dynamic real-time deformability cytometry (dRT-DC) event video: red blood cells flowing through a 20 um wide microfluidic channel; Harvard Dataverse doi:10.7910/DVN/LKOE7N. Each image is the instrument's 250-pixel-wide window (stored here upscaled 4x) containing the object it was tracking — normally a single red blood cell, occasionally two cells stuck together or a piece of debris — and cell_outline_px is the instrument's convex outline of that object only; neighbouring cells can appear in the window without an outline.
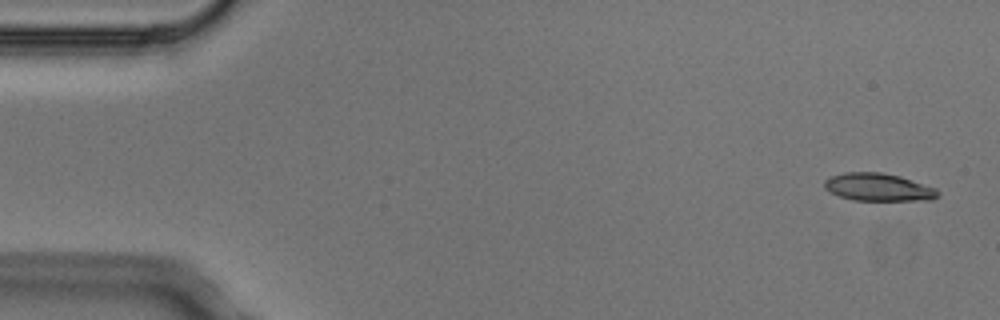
{"species": "Egyptian fruit bat (a non-hibernating species)", "species_latin": "Rousettus aegyptiacus", "temperature_condition": "cold", "stored_images_in_passage": 6, "camera_frame_rate_fps": 3000, "um_per_image_px": 0.085, "animal": {"sex": "male"}, "frame": {"image": 1, "passage_image": 1, "time_ms": 0.0, "image_size_px": [1000, 320], "cell_outline_px": [[940, 192], [932, 200], [852, 200], [828, 192], [824, 188], [824, 180], [832, 176], [844, 172], [880, 172], [900, 176], [936, 188]], "centroid_in_image_um": [74.63, 15.91], "position_along_channel_um": 10.4, "area_um2": 18.32}}
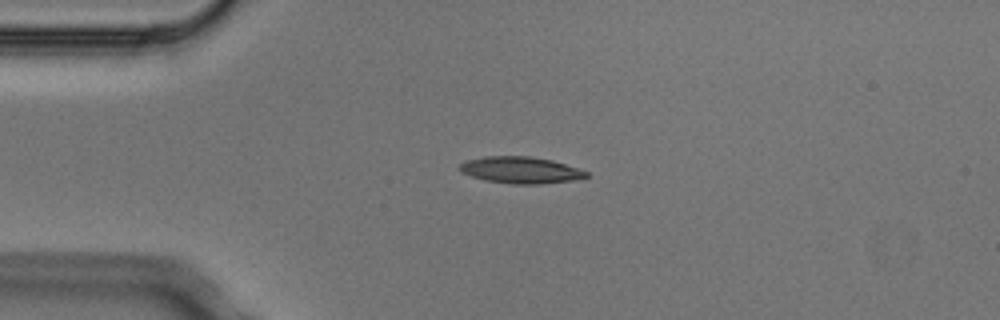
{"frame": {"image": 2, "passage_image": 4, "time_ms": 1.0, "image_size_px": [1000, 320], "cell_outline_px": [[588, 176], [572, 180], [540, 184], [512, 184], [484, 180], [460, 172], [456, 168], [460, 164], [468, 160], [484, 156], [528, 156], [552, 160], [588, 172]], "centroid_in_image_um": [44.19, 14.45], "position_along_channel_um": 40.8, "area_um2": 19.54}}
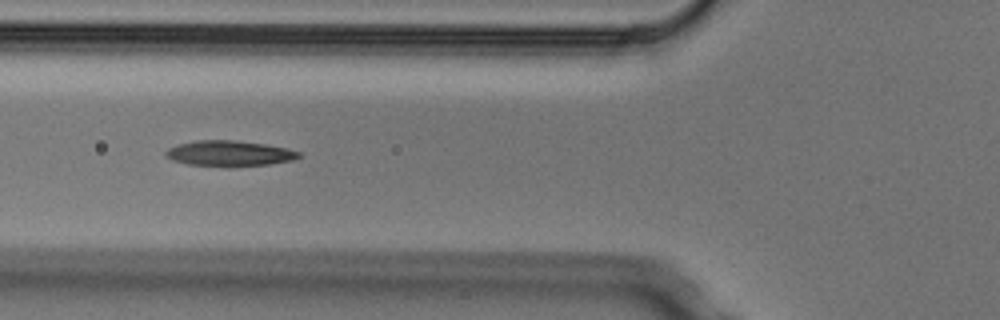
{"frame": {"image": 3, "passage_image": 6, "time_ms": 1.667, "image_size_px": [1000, 320], "cell_outline_px": [[304, 156], [292, 160], [268, 164], [228, 168], [188, 164], [172, 160], [164, 156], [164, 152], [168, 148], [176, 144], [196, 140], [236, 140], [264, 144], [288, 148], [300, 152]], "centroid_in_image_um": [19.48, 13.05], "position_along_channel_um": 106.3, "area_um2": 20.35}}